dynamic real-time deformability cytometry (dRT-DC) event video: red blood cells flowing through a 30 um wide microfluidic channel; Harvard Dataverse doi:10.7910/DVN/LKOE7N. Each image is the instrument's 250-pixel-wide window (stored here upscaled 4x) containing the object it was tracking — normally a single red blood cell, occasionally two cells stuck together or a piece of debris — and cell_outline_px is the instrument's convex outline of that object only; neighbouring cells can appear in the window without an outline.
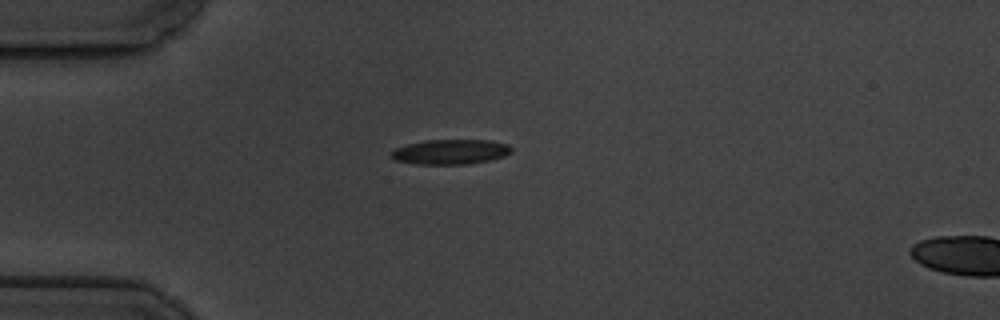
{"species": "common noctule bat (a hibernating species)", "species_latin": "Nyctalus noctula", "temperature_condition": "cold", "stored_images_in_passage": 2, "camera_frame_rate_fps": 3000, "um_per_image_px": 0.085, "animal": {"sex": "male", "body_mass_g": 19.5, "forearm_length_mm": 54.6}, "frame": {"image": 1, "passage_image": 1, "time_ms": 0.0, "image_size_px": [1000, 320], "cell_outline_px": [[512, 152], [504, 156], [488, 160], [468, 164], [416, 164], [396, 160], [388, 156], [388, 152], [392, 148], [424, 140], [488, 140], [508, 144], [512, 148]], "centroid_in_image_um": [38.22, 12.9], "position_along_channel_um": 46.8, "area_um2": 17.63}}